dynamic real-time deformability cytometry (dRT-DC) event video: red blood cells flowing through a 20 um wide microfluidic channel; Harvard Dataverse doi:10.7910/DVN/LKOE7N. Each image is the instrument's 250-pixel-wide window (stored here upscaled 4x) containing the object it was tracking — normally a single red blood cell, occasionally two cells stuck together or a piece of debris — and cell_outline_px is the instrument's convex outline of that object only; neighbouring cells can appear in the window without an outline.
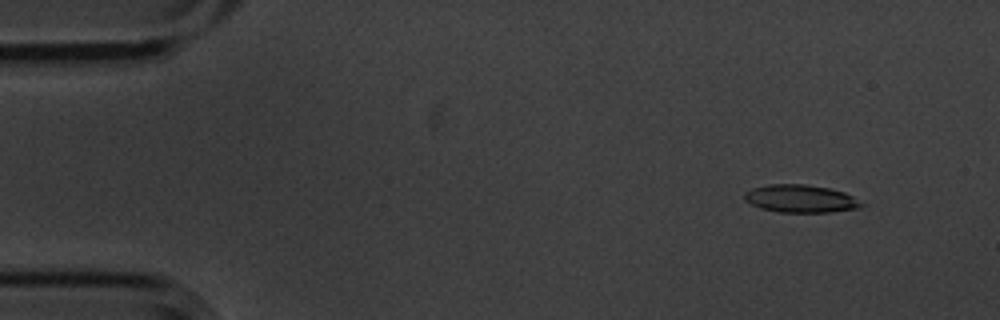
{"species": "common noctule bat (a hibernating species)", "species_latin": "Nyctalus noctula", "temperature_condition": "cold", "stored_images_in_passage": 4, "camera_frame_rate_fps": 3000, "um_per_image_px": 0.085, "animal": {"sex": "male", "body_mass_g": 20.1, "forearm_length_mm": 53.5}, "frame": {"image": 1, "passage_image": 1, "time_ms": 0.0, "image_size_px": [1000, 320], "cell_outline_px": [[868, 204], [860, 208], [832, 212], [780, 212], [760, 208], [744, 200], [744, 192], [752, 188], [768, 184], [804, 184], [828, 188], [844, 192]], "centroid_in_image_um": [68.08, 16.89], "position_along_channel_um": 16.9, "area_um2": 19.07}}
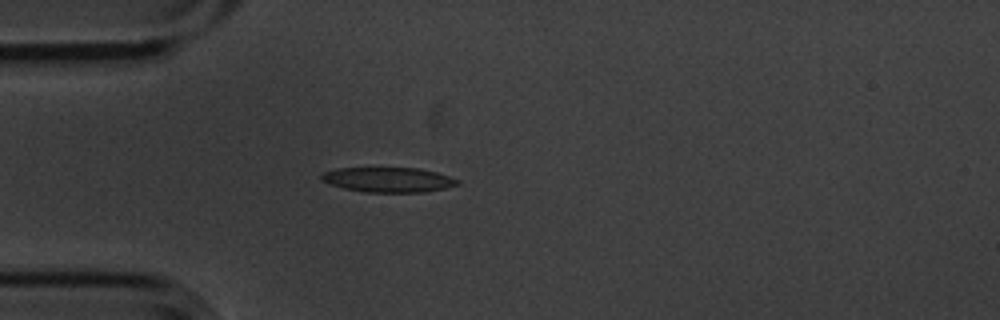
{"frame": {"image": 2, "passage_image": 4, "time_ms": 1.0, "image_size_px": [1000, 320], "cell_outline_px": [[460, 184], [444, 188], [424, 192], [368, 192], [344, 188], [320, 180], [320, 176], [324, 172], [336, 168], [416, 168], [436, 172], [460, 180]], "centroid_in_image_um": [33.01, 15.27], "position_along_channel_um": 52.0, "area_um2": 19.54}}